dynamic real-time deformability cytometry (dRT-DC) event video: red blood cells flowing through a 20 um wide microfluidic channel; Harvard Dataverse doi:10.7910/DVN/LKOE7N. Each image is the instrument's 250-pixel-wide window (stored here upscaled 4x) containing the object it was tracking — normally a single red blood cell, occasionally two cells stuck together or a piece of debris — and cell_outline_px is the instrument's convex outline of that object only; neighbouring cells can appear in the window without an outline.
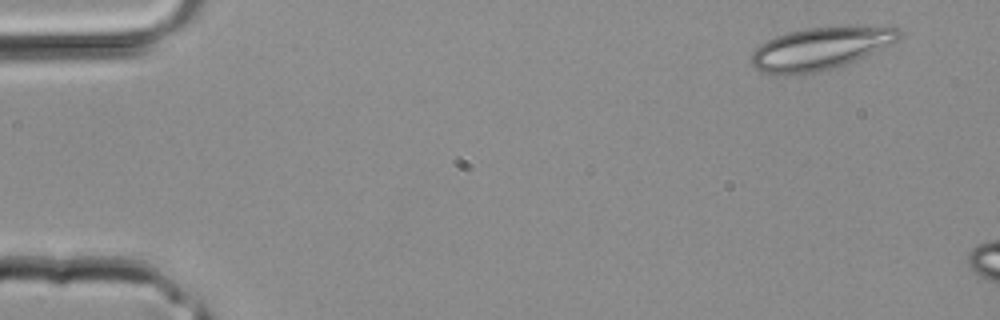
{"species": "common noctule bat (a hibernating species)", "species_latin": "Nyctalus noctula", "temperature_condition": "room temperature", "stored_images_in_passage": 2, "camera_frame_rate_fps": 3000, "um_per_image_px": 0.085, "animal": {"sex": "male", "body_mass_g": 20.4}, "frame": {"image": 1, "passage_image": 1, "time_ms": 0.0, "image_size_px": [1000, 320], "cell_outline_px": [[904, 32], [896, 40], [856, 60], [832, 68], [816, 72], [784, 76], [764, 72], [756, 68], [752, 64], [752, 52], [760, 44], [776, 36], [788, 32], [804, 28], [892, 24], [900, 28]], "centroid_in_image_um": [69.78, 4.08], "position_along_channel_um": 15.2, "area_um2": 36.76}}